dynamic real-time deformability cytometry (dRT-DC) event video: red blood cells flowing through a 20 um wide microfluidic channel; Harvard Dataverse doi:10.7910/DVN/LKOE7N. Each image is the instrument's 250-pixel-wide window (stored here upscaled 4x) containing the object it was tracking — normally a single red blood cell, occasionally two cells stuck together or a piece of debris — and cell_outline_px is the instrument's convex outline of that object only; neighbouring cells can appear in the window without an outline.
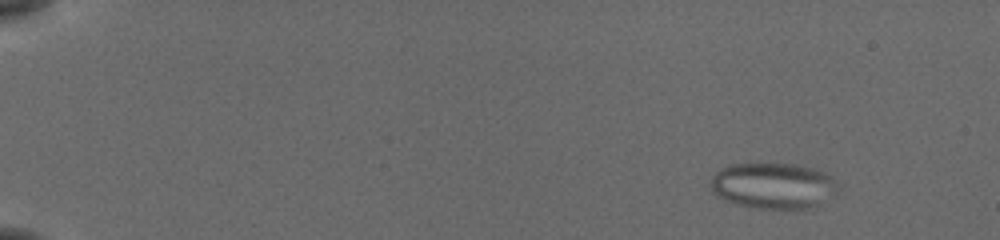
{"species": "common noctule bat (a hibernating species)", "species_latin": "Nyctalus noctula", "temperature_condition": "cold", "stored_images_in_passage": 58, "camera_frame_rate_fps": 3000, "um_per_image_px": 0.085, "animal": {"sex": "female", "body_mass_g": 19.5, "forearm_length_mm": 54.1}, "frame": {"image": 1, "passage_image": 7, "time_ms": 2.0, "image_size_px": [1000, 240], "cell_outline_px": [[832, 184], [816, 204], [804, 208], [760, 208], [740, 204], [716, 196], [712, 188], [712, 176], [716, 172], [732, 164], [796, 164], [812, 168], [832, 176]], "centroid_in_image_um": [65.56, 15.75], "position_along_channel_um": 19.4, "area_um2": 32.08}}
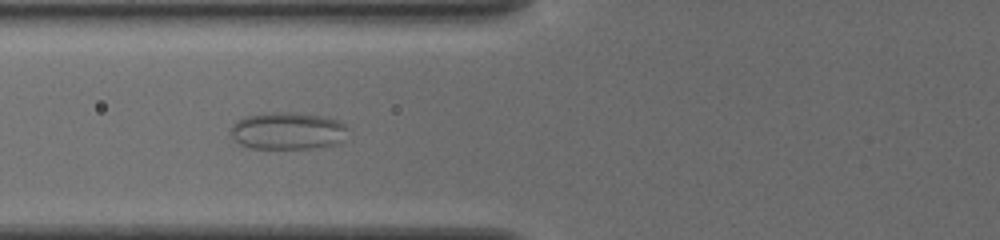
{"frame": {"image": 2, "passage_image": 25, "time_ms": 8.0, "image_size_px": [1000, 240], "cell_outline_px": [[348, 128], [340, 140], [336, 144], [312, 148], [252, 148], [240, 144], [232, 136], [232, 124], [236, 120], [244, 116], [272, 112], [296, 112], [324, 116], [336, 120], [344, 124]], "centroid_in_image_um": [24.43, 11.1], "position_along_channel_um": 101.4, "area_um2": 25.26}}
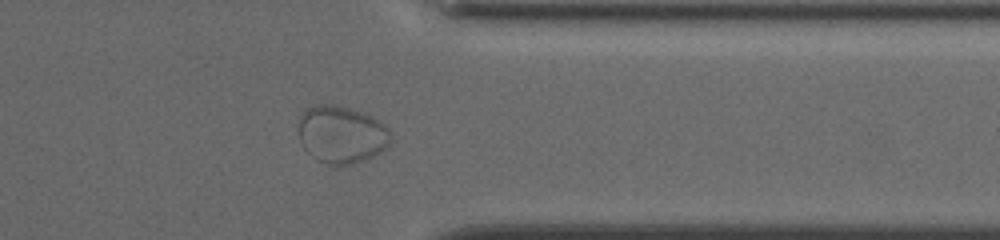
{"frame": {"image": 3, "passage_image": 48, "time_ms": 15.667, "image_size_px": [1000, 240], "cell_outline_px": [[388, 144], [380, 152], [364, 160], [352, 164], [336, 168], [316, 160], [304, 148], [300, 140], [300, 112], [316, 104], [332, 104], [364, 112], [372, 116], [384, 124], [388, 128]], "centroid_in_image_um": [28.99, 11.45], "position_along_channel_um": 382.4, "area_um2": 30.92}}